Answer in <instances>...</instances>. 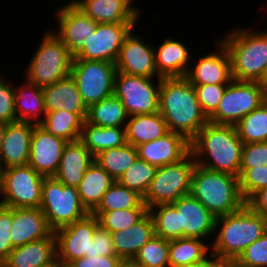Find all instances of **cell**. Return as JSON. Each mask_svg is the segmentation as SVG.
Wrapping results in <instances>:
<instances>
[{
    "label": "cell",
    "mask_w": 267,
    "mask_h": 267,
    "mask_svg": "<svg viewBox=\"0 0 267 267\" xmlns=\"http://www.w3.org/2000/svg\"><path fill=\"white\" fill-rule=\"evenodd\" d=\"M157 74L162 78L185 77L192 54L182 41L167 37L159 46H154Z\"/></svg>",
    "instance_id": "24"
},
{
    "label": "cell",
    "mask_w": 267,
    "mask_h": 267,
    "mask_svg": "<svg viewBox=\"0 0 267 267\" xmlns=\"http://www.w3.org/2000/svg\"><path fill=\"white\" fill-rule=\"evenodd\" d=\"M161 81L162 78L155 80L117 72L114 95L121 100L129 116L154 114L159 112Z\"/></svg>",
    "instance_id": "12"
},
{
    "label": "cell",
    "mask_w": 267,
    "mask_h": 267,
    "mask_svg": "<svg viewBox=\"0 0 267 267\" xmlns=\"http://www.w3.org/2000/svg\"><path fill=\"white\" fill-rule=\"evenodd\" d=\"M40 209L53 231L90 214L84 208L77 188L62 184L54 176L44 177Z\"/></svg>",
    "instance_id": "7"
},
{
    "label": "cell",
    "mask_w": 267,
    "mask_h": 267,
    "mask_svg": "<svg viewBox=\"0 0 267 267\" xmlns=\"http://www.w3.org/2000/svg\"><path fill=\"white\" fill-rule=\"evenodd\" d=\"M265 230L267 232V218H265Z\"/></svg>",
    "instance_id": "59"
},
{
    "label": "cell",
    "mask_w": 267,
    "mask_h": 267,
    "mask_svg": "<svg viewBox=\"0 0 267 267\" xmlns=\"http://www.w3.org/2000/svg\"><path fill=\"white\" fill-rule=\"evenodd\" d=\"M94 162V156L78 139L66 143L54 177L62 184L77 188L84 173Z\"/></svg>",
    "instance_id": "25"
},
{
    "label": "cell",
    "mask_w": 267,
    "mask_h": 267,
    "mask_svg": "<svg viewBox=\"0 0 267 267\" xmlns=\"http://www.w3.org/2000/svg\"><path fill=\"white\" fill-rule=\"evenodd\" d=\"M3 172H4V168H3L2 163L0 161V188L2 185V181H3Z\"/></svg>",
    "instance_id": "57"
},
{
    "label": "cell",
    "mask_w": 267,
    "mask_h": 267,
    "mask_svg": "<svg viewBox=\"0 0 267 267\" xmlns=\"http://www.w3.org/2000/svg\"><path fill=\"white\" fill-rule=\"evenodd\" d=\"M134 0H71L85 15L97 23H137L139 7ZM135 5V6H134Z\"/></svg>",
    "instance_id": "20"
},
{
    "label": "cell",
    "mask_w": 267,
    "mask_h": 267,
    "mask_svg": "<svg viewBox=\"0 0 267 267\" xmlns=\"http://www.w3.org/2000/svg\"><path fill=\"white\" fill-rule=\"evenodd\" d=\"M15 121L17 118L14 86L12 82L0 76V122L8 124Z\"/></svg>",
    "instance_id": "47"
},
{
    "label": "cell",
    "mask_w": 267,
    "mask_h": 267,
    "mask_svg": "<svg viewBox=\"0 0 267 267\" xmlns=\"http://www.w3.org/2000/svg\"><path fill=\"white\" fill-rule=\"evenodd\" d=\"M189 194L216 217L235 212L246 203L240 193L237 176L211 171L197 164Z\"/></svg>",
    "instance_id": "5"
},
{
    "label": "cell",
    "mask_w": 267,
    "mask_h": 267,
    "mask_svg": "<svg viewBox=\"0 0 267 267\" xmlns=\"http://www.w3.org/2000/svg\"><path fill=\"white\" fill-rule=\"evenodd\" d=\"M98 227V218L89 214L79 221L55 230L57 259L67 266L74 260L91 256V242Z\"/></svg>",
    "instance_id": "14"
},
{
    "label": "cell",
    "mask_w": 267,
    "mask_h": 267,
    "mask_svg": "<svg viewBox=\"0 0 267 267\" xmlns=\"http://www.w3.org/2000/svg\"><path fill=\"white\" fill-rule=\"evenodd\" d=\"M80 140L95 157L105 150L124 146L127 143L126 127H101L85 120Z\"/></svg>",
    "instance_id": "32"
},
{
    "label": "cell",
    "mask_w": 267,
    "mask_h": 267,
    "mask_svg": "<svg viewBox=\"0 0 267 267\" xmlns=\"http://www.w3.org/2000/svg\"><path fill=\"white\" fill-rule=\"evenodd\" d=\"M34 125L23 121L6 124L0 149V161L4 169L28 164Z\"/></svg>",
    "instance_id": "23"
},
{
    "label": "cell",
    "mask_w": 267,
    "mask_h": 267,
    "mask_svg": "<svg viewBox=\"0 0 267 267\" xmlns=\"http://www.w3.org/2000/svg\"><path fill=\"white\" fill-rule=\"evenodd\" d=\"M262 84L265 86L266 91H267V75H266V77H265V79H264Z\"/></svg>",
    "instance_id": "58"
},
{
    "label": "cell",
    "mask_w": 267,
    "mask_h": 267,
    "mask_svg": "<svg viewBox=\"0 0 267 267\" xmlns=\"http://www.w3.org/2000/svg\"><path fill=\"white\" fill-rule=\"evenodd\" d=\"M235 128L243 144L267 141V100L244 116Z\"/></svg>",
    "instance_id": "37"
},
{
    "label": "cell",
    "mask_w": 267,
    "mask_h": 267,
    "mask_svg": "<svg viewBox=\"0 0 267 267\" xmlns=\"http://www.w3.org/2000/svg\"><path fill=\"white\" fill-rule=\"evenodd\" d=\"M195 165V159L190 152L179 162L158 167L142 197L147 208L173 203L180 197L189 195Z\"/></svg>",
    "instance_id": "8"
},
{
    "label": "cell",
    "mask_w": 267,
    "mask_h": 267,
    "mask_svg": "<svg viewBox=\"0 0 267 267\" xmlns=\"http://www.w3.org/2000/svg\"><path fill=\"white\" fill-rule=\"evenodd\" d=\"M228 84L193 85L203 113L209 118L218 108Z\"/></svg>",
    "instance_id": "44"
},
{
    "label": "cell",
    "mask_w": 267,
    "mask_h": 267,
    "mask_svg": "<svg viewBox=\"0 0 267 267\" xmlns=\"http://www.w3.org/2000/svg\"><path fill=\"white\" fill-rule=\"evenodd\" d=\"M65 4L55 13L59 28L52 32L75 55L83 47L85 40L94 34L98 23L85 15L71 1Z\"/></svg>",
    "instance_id": "16"
},
{
    "label": "cell",
    "mask_w": 267,
    "mask_h": 267,
    "mask_svg": "<svg viewBox=\"0 0 267 267\" xmlns=\"http://www.w3.org/2000/svg\"><path fill=\"white\" fill-rule=\"evenodd\" d=\"M116 73V66L113 62L73 60L70 75L88 108L114 95Z\"/></svg>",
    "instance_id": "11"
},
{
    "label": "cell",
    "mask_w": 267,
    "mask_h": 267,
    "mask_svg": "<svg viewBox=\"0 0 267 267\" xmlns=\"http://www.w3.org/2000/svg\"><path fill=\"white\" fill-rule=\"evenodd\" d=\"M44 176L29 164L4 169L0 204L9 208H40Z\"/></svg>",
    "instance_id": "10"
},
{
    "label": "cell",
    "mask_w": 267,
    "mask_h": 267,
    "mask_svg": "<svg viewBox=\"0 0 267 267\" xmlns=\"http://www.w3.org/2000/svg\"><path fill=\"white\" fill-rule=\"evenodd\" d=\"M236 260L245 267H267V232L249 245Z\"/></svg>",
    "instance_id": "45"
},
{
    "label": "cell",
    "mask_w": 267,
    "mask_h": 267,
    "mask_svg": "<svg viewBox=\"0 0 267 267\" xmlns=\"http://www.w3.org/2000/svg\"><path fill=\"white\" fill-rule=\"evenodd\" d=\"M115 180L94 161L84 173L77 187L84 208L91 214Z\"/></svg>",
    "instance_id": "30"
},
{
    "label": "cell",
    "mask_w": 267,
    "mask_h": 267,
    "mask_svg": "<svg viewBox=\"0 0 267 267\" xmlns=\"http://www.w3.org/2000/svg\"><path fill=\"white\" fill-rule=\"evenodd\" d=\"M243 145L235 125L208 122L190 142V150L197 165L238 177Z\"/></svg>",
    "instance_id": "2"
},
{
    "label": "cell",
    "mask_w": 267,
    "mask_h": 267,
    "mask_svg": "<svg viewBox=\"0 0 267 267\" xmlns=\"http://www.w3.org/2000/svg\"><path fill=\"white\" fill-rule=\"evenodd\" d=\"M169 132L167 123L159 112L129 116L126 123V141L135 147L162 138Z\"/></svg>",
    "instance_id": "31"
},
{
    "label": "cell",
    "mask_w": 267,
    "mask_h": 267,
    "mask_svg": "<svg viewBox=\"0 0 267 267\" xmlns=\"http://www.w3.org/2000/svg\"><path fill=\"white\" fill-rule=\"evenodd\" d=\"M130 208H147V206L143 202L142 196L136 191L114 181L94 211L127 210Z\"/></svg>",
    "instance_id": "38"
},
{
    "label": "cell",
    "mask_w": 267,
    "mask_h": 267,
    "mask_svg": "<svg viewBox=\"0 0 267 267\" xmlns=\"http://www.w3.org/2000/svg\"><path fill=\"white\" fill-rule=\"evenodd\" d=\"M111 235L116 256L122 260H133L139 249L155 235L153 219L147 212L133 226Z\"/></svg>",
    "instance_id": "28"
},
{
    "label": "cell",
    "mask_w": 267,
    "mask_h": 267,
    "mask_svg": "<svg viewBox=\"0 0 267 267\" xmlns=\"http://www.w3.org/2000/svg\"><path fill=\"white\" fill-rule=\"evenodd\" d=\"M265 232V218L245 203L237 211L216 218L213 237L215 239L209 242L211 253L217 259L236 260Z\"/></svg>",
    "instance_id": "4"
},
{
    "label": "cell",
    "mask_w": 267,
    "mask_h": 267,
    "mask_svg": "<svg viewBox=\"0 0 267 267\" xmlns=\"http://www.w3.org/2000/svg\"><path fill=\"white\" fill-rule=\"evenodd\" d=\"M137 23H98L93 35L84 42L73 60H96L115 63L124 39Z\"/></svg>",
    "instance_id": "13"
},
{
    "label": "cell",
    "mask_w": 267,
    "mask_h": 267,
    "mask_svg": "<svg viewBox=\"0 0 267 267\" xmlns=\"http://www.w3.org/2000/svg\"><path fill=\"white\" fill-rule=\"evenodd\" d=\"M214 267H245L235 259H217L215 257Z\"/></svg>",
    "instance_id": "53"
},
{
    "label": "cell",
    "mask_w": 267,
    "mask_h": 267,
    "mask_svg": "<svg viewBox=\"0 0 267 267\" xmlns=\"http://www.w3.org/2000/svg\"><path fill=\"white\" fill-rule=\"evenodd\" d=\"M265 100L267 91L262 83L232 80L226 86L217 110L208 120L214 124L236 125Z\"/></svg>",
    "instance_id": "9"
},
{
    "label": "cell",
    "mask_w": 267,
    "mask_h": 267,
    "mask_svg": "<svg viewBox=\"0 0 267 267\" xmlns=\"http://www.w3.org/2000/svg\"><path fill=\"white\" fill-rule=\"evenodd\" d=\"M23 84L14 86L15 112L17 121L40 124L46 114L43 88L23 80Z\"/></svg>",
    "instance_id": "29"
},
{
    "label": "cell",
    "mask_w": 267,
    "mask_h": 267,
    "mask_svg": "<svg viewBox=\"0 0 267 267\" xmlns=\"http://www.w3.org/2000/svg\"><path fill=\"white\" fill-rule=\"evenodd\" d=\"M6 123L0 122V149L2 145L3 135L5 133Z\"/></svg>",
    "instance_id": "55"
},
{
    "label": "cell",
    "mask_w": 267,
    "mask_h": 267,
    "mask_svg": "<svg viewBox=\"0 0 267 267\" xmlns=\"http://www.w3.org/2000/svg\"><path fill=\"white\" fill-rule=\"evenodd\" d=\"M138 158L162 167L184 159L190 152V142L182 135L169 132L164 137L136 146Z\"/></svg>",
    "instance_id": "21"
},
{
    "label": "cell",
    "mask_w": 267,
    "mask_h": 267,
    "mask_svg": "<svg viewBox=\"0 0 267 267\" xmlns=\"http://www.w3.org/2000/svg\"><path fill=\"white\" fill-rule=\"evenodd\" d=\"M46 112L65 110L70 113L87 114L79 89L71 75L43 88Z\"/></svg>",
    "instance_id": "27"
},
{
    "label": "cell",
    "mask_w": 267,
    "mask_h": 267,
    "mask_svg": "<svg viewBox=\"0 0 267 267\" xmlns=\"http://www.w3.org/2000/svg\"><path fill=\"white\" fill-rule=\"evenodd\" d=\"M137 158L136 147L126 143L124 146L114 147L97 154L94 161L117 181Z\"/></svg>",
    "instance_id": "36"
},
{
    "label": "cell",
    "mask_w": 267,
    "mask_h": 267,
    "mask_svg": "<svg viewBox=\"0 0 267 267\" xmlns=\"http://www.w3.org/2000/svg\"><path fill=\"white\" fill-rule=\"evenodd\" d=\"M122 259L116 255L84 256L70 262L66 267H118Z\"/></svg>",
    "instance_id": "50"
},
{
    "label": "cell",
    "mask_w": 267,
    "mask_h": 267,
    "mask_svg": "<svg viewBox=\"0 0 267 267\" xmlns=\"http://www.w3.org/2000/svg\"><path fill=\"white\" fill-rule=\"evenodd\" d=\"M159 113L169 131L182 135L189 142L209 122L194 86L185 77L162 78Z\"/></svg>",
    "instance_id": "1"
},
{
    "label": "cell",
    "mask_w": 267,
    "mask_h": 267,
    "mask_svg": "<svg viewBox=\"0 0 267 267\" xmlns=\"http://www.w3.org/2000/svg\"><path fill=\"white\" fill-rule=\"evenodd\" d=\"M116 255L111 232L102 229L100 226L96 229L93 241L91 242V256H109Z\"/></svg>",
    "instance_id": "49"
},
{
    "label": "cell",
    "mask_w": 267,
    "mask_h": 267,
    "mask_svg": "<svg viewBox=\"0 0 267 267\" xmlns=\"http://www.w3.org/2000/svg\"><path fill=\"white\" fill-rule=\"evenodd\" d=\"M202 239L182 237L169 240V265L170 267L186 266L206 259L211 254V245Z\"/></svg>",
    "instance_id": "35"
},
{
    "label": "cell",
    "mask_w": 267,
    "mask_h": 267,
    "mask_svg": "<svg viewBox=\"0 0 267 267\" xmlns=\"http://www.w3.org/2000/svg\"><path fill=\"white\" fill-rule=\"evenodd\" d=\"M66 143V140L48 133L39 124L34 125L28 164L44 177L54 176Z\"/></svg>",
    "instance_id": "19"
},
{
    "label": "cell",
    "mask_w": 267,
    "mask_h": 267,
    "mask_svg": "<svg viewBox=\"0 0 267 267\" xmlns=\"http://www.w3.org/2000/svg\"><path fill=\"white\" fill-rule=\"evenodd\" d=\"M147 212L148 208H130L127 210L93 211L91 214L98 218L99 226L102 229L112 233L133 226Z\"/></svg>",
    "instance_id": "40"
},
{
    "label": "cell",
    "mask_w": 267,
    "mask_h": 267,
    "mask_svg": "<svg viewBox=\"0 0 267 267\" xmlns=\"http://www.w3.org/2000/svg\"><path fill=\"white\" fill-rule=\"evenodd\" d=\"M154 223L155 235L165 240L179 239V212L169 204L148 208Z\"/></svg>",
    "instance_id": "39"
},
{
    "label": "cell",
    "mask_w": 267,
    "mask_h": 267,
    "mask_svg": "<svg viewBox=\"0 0 267 267\" xmlns=\"http://www.w3.org/2000/svg\"><path fill=\"white\" fill-rule=\"evenodd\" d=\"M44 267H66V266L59 259H56L55 261Z\"/></svg>",
    "instance_id": "56"
},
{
    "label": "cell",
    "mask_w": 267,
    "mask_h": 267,
    "mask_svg": "<svg viewBox=\"0 0 267 267\" xmlns=\"http://www.w3.org/2000/svg\"><path fill=\"white\" fill-rule=\"evenodd\" d=\"M25 70V80L46 87L70 75L74 55L52 32L47 30Z\"/></svg>",
    "instance_id": "6"
},
{
    "label": "cell",
    "mask_w": 267,
    "mask_h": 267,
    "mask_svg": "<svg viewBox=\"0 0 267 267\" xmlns=\"http://www.w3.org/2000/svg\"><path fill=\"white\" fill-rule=\"evenodd\" d=\"M156 171V166L137 158L117 181L143 197L155 177Z\"/></svg>",
    "instance_id": "41"
},
{
    "label": "cell",
    "mask_w": 267,
    "mask_h": 267,
    "mask_svg": "<svg viewBox=\"0 0 267 267\" xmlns=\"http://www.w3.org/2000/svg\"><path fill=\"white\" fill-rule=\"evenodd\" d=\"M216 52L204 54L197 62L191 61L185 78L192 85L229 84L233 80L230 55L219 40Z\"/></svg>",
    "instance_id": "18"
},
{
    "label": "cell",
    "mask_w": 267,
    "mask_h": 267,
    "mask_svg": "<svg viewBox=\"0 0 267 267\" xmlns=\"http://www.w3.org/2000/svg\"><path fill=\"white\" fill-rule=\"evenodd\" d=\"M53 232L40 208H12L10 239L13 248L47 238Z\"/></svg>",
    "instance_id": "22"
},
{
    "label": "cell",
    "mask_w": 267,
    "mask_h": 267,
    "mask_svg": "<svg viewBox=\"0 0 267 267\" xmlns=\"http://www.w3.org/2000/svg\"><path fill=\"white\" fill-rule=\"evenodd\" d=\"M179 212V238L211 240L215 231L214 216L198 199L190 194L171 203Z\"/></svg>",
    "instance_id": "17"
},
{
    "label": "cell",
    "mask_w": 267,
    "mask_h": 267,
    "mask_svg": "<svg viewBox=\"0 0 267 267\" xmlns=\"http://www.w3.org/2000/svg\"><path fill=\"white\" fill-rule=\"evenodd\" d=\"M267 165V141L243 145L240 170Z\"/></svg>",
    "instance_id": "46"
},
{
    "label": "cell",
    "mask_w": 267,
    "mask_h": 267,
    "mask_svg": "<svg viewBox=\"0 0 267 267\" xmlns=\"http://www.w3.org/2000/svg\"><path fill=\"white\" fill-rule=\"evenodd\" d=\"M263 30L237 26L219 39L230 55L233 80L263 83L267 75V30Z\"/></svg>",
    "instance_id": "3"
},
{
    "label": "cell",
    "mask_w": 267,
    "mask_h": 267,
    "mask_svg": "<svg viewBox=\"0 0 267 267\" xmlns=\"http://www.w3.org/2000/svg\"><path fill=\"white\" fill-rule=\"evenodd\" d=\"M118 267H140L133 260H122Z\"/></svg>",
    "instance_id": "54"
},
{
    "label": "cell",
    "mask_w": 267,
    "mask_h": 267,
    "mask_svg": "<svg viewBox=\"0 0 267 267\" xmlns=\"http://www.w3.org/2000/svg\"><path fill=\"white\" fill-rule=\"evenodd\" d=\"M214 264H215V256L211 253L210 255H208L206 259H203L195 263H190L186 266H181V267H214Z\"/></svg>",
    "instance_id": "52"
},
{
    "label": "cell",
    "mask_w": 267,
    "mask_h": 267,
    "mask_svg": "<svg viewBox=\"0 0 267 267\" xmlns=\"http://www.w3.org/2000/svg\"><path fill=\"white\" fill-rule=\"evenodd\" d=\"M57 259L54 232L47 238L13 248L2 263L5 267H44Z\"/></svg>",
    "instance_id": "26"
},
{
    "label": "cell",
    "mask_w": 267,
    "mask_h": 267,
    "mask_svg": "<svg viewBox=\"0 0 267 267\" xmlns=\"http://www.w3.org/2000/svg\"><path fill=\"white\" fill-rule=\"evenodd\" d=\"M87 114L70 113L65 110L46 112L39 124L48 133L69 141L80 139Z\"/></svg>",
    "instance_id": "33"
},
{
    "label": "cell",
    "mask_w": 267,
    "mask_h": 267,
    "mask_svg": "<svg viewBox=\"0 0 267 267\" xmlns=\"http://www.w3.org/2000/svg\"><path fill=\"white\" fill-rule=\"evenodd\" d=\"M129 118L126 109L115 95L90 105L86 121L101 127H126Z\"/></svg>",
    "instance_id": "34"
},
{
    "label": "cell",
    "mask_w": 267,
    "mask_h": 267,
    "mask_svg": "<svg viewBox=\"0 0 267 267\" xmlns=\"http://www.w3.org/2000/svg\"><path fill=\"white\" fill-rule=\"evenodd\" d=\"M239 189L247 202L256 192L267 186V165L239 170Z\"/></svg>",
    "instance_id": "43"
},
{
    "label": "cell",
    "mask_w": 267,
    "mask_h": 267,
    "mask_svg": "<svg viewBox=\"0 0 267 267\" xmlns=\"http://www.w3.org/2000/svg\"><path fill=\"white\" fill-rule=\"evenodd\" d=\"M169 240L154 235L138 251L133 261L140 267H170Z\"/></svg>",
    "instance_id": "42"
},
{
    "label": "cell",
    "mask_w": 267,
    "mask_h": 267,
    "mask_svg": "<svg viewBox=\"0 0 267 267\" xmlns=\"http://www.w3.org/2000/svg\"><path fill=\"white\" fill-rule=\"evenodd\" d=\"M12 225V208L0 204V263H3L13 250L10 232Z\"/></svg>",
    "instance_id": "48"
},
{
    "label": "cell",
    "mask_w": 267,
    "mask_h": 267,
    "mask_svg": "<svg viewBox=\"0 0 267 267\" xmlns=\"http://www.w3.org/2000/svg\"><path fill=\"white\" fill-rule=\"evenodd\" d=\"M132 29L124 39L118 58L115 62L117 72L128 75L162 78L157 74L155 51L151 44L145 42Z\"/></svg>",
    "instance_id": "15"
},
{
    "label": "cell",
    "mask_w": 267,
    "mask_h": 267,
    "mask_svg": "<svg viewBox=\"0 0 267 267\" xmlns=\"http://www.w3.org/2000/svg\"><path fill=\"white\" fill-rule=\"evenodd\" d=\"M246 204L263 218H267V186L256 192Z\"/></svg>",
    "instance_id": "51"
}]
</instances>
